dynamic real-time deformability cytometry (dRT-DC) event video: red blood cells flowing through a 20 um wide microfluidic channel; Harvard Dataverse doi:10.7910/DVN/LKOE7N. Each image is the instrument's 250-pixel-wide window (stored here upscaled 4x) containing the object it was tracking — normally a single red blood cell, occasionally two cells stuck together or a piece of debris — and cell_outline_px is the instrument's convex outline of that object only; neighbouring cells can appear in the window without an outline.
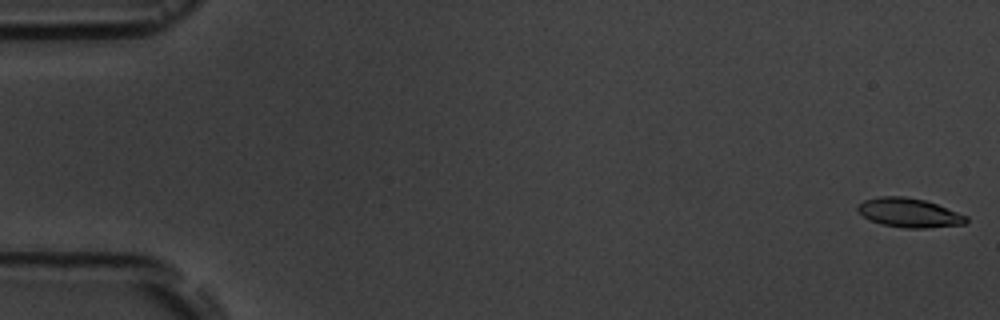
{"species": "common noctule bat (a hibernating species)", "species_latin": "Nyctalus noctula", "temperature_condition": "room temperature", "stored_images_in_passage": 4, "camera_frame_rate_fps": 3000, "um_per_image_px": 0.085, "animal": {"sex": "male", "body_mass_g": 19.5, "forearm_length_mm": 54.6}, "frame": {"image": 1, "passage_image": 1, "time_ms": 0.0, "image_size_px": [1000, 320], "cell_outline_px": [[968, 220], [964, 224], [928, 228], [904, 228], [880, 224], [864, 216], [856, 208], [864, 200], [880, 196], [904, 196], [924, 200], [936, 204], [968, 216]], "centroid_in_image_um": [77.29, 18.09], "position_along_channel_um": 7.7, "area_um2": 18.26}}